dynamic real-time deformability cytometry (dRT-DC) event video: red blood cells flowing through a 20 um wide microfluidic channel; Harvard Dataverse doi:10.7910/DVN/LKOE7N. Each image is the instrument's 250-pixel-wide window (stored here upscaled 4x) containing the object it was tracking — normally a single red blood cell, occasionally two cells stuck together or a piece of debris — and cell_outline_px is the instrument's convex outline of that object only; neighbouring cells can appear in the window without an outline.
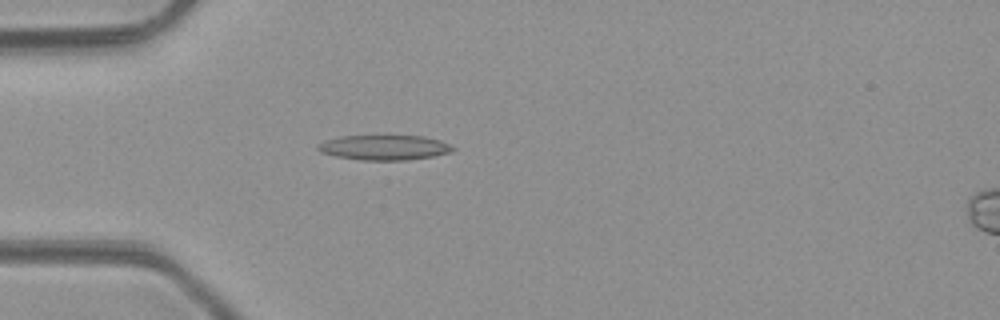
{"species": "common noctule bat (a hibernating species)", "species_latin": "Nyctalus noctula", "temperature_condition": "room temperature", "stored_images_in_passage": 6, "camera_frame_rate_fps": 3000, "um_per_image_px": 0.085, "animal": {"sex": "male", "body_mass_g": 23.1, "forearm_length_mm": 52.7}, "frame": {"image": 1, "passage_image": 6, "time_ms": 6.0, "image_size_px": [1000, 320], "cell_outline_px": [[456, 148], [452, 152], [432, 156], [408, 160], [360, 160], [336, 156], [320, 152], [316, 148], [316, 144], [324, 140], [340, 136], [424, 136], [440, 140]], "centroid_in_image_um": [32.63, 12.54], "position_along_channel_um": 52.4, "area_um2": 19.71}}